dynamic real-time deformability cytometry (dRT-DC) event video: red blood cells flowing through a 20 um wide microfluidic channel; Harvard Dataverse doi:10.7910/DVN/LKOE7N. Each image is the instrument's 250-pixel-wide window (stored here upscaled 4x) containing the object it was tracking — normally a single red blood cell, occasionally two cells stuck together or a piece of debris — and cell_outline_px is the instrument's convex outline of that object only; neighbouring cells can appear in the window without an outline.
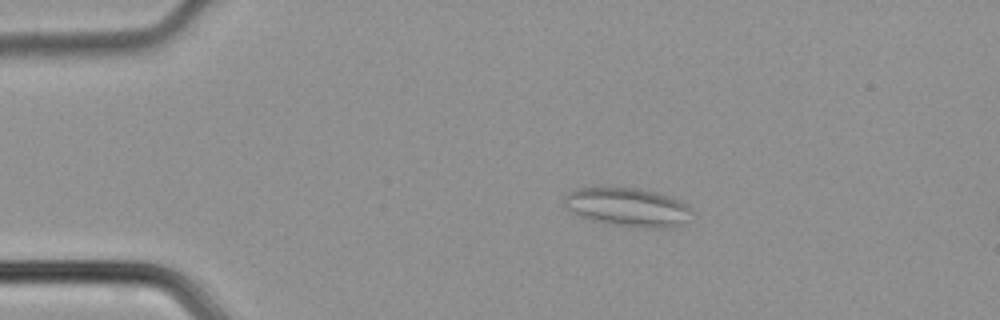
{"species": "common noctule bat (a hibernating species)", "species_latin": "Nyctalus noctula", "temperature_condition": "cold", "stored_images_in_passage": 47, "camera_frame_rate_fps": 3000, "um_per_image_px": 0.085, "animal": {"sex": "male", "body_mass_g": 21.5, "forearm_length_mm": 52.0}, "frame": {"image": 1, "passage_image": 10, "time_ms": 3.0, "image_size_px": [1000, 320], "cell_outline_px": [[692, 208], [688, 224], [672, 228], [644, 228], [608, 224], [592, 220], [580, 216], [564, 208], [564, 196], [568, 192], [576, 188], [636, 188], [660, 192], [680, 200], [688, 204]], "centroid_in_image_um": [53.42, 17.62], "position_along_channel_um": 31.6, "area_um2": 29.36}}
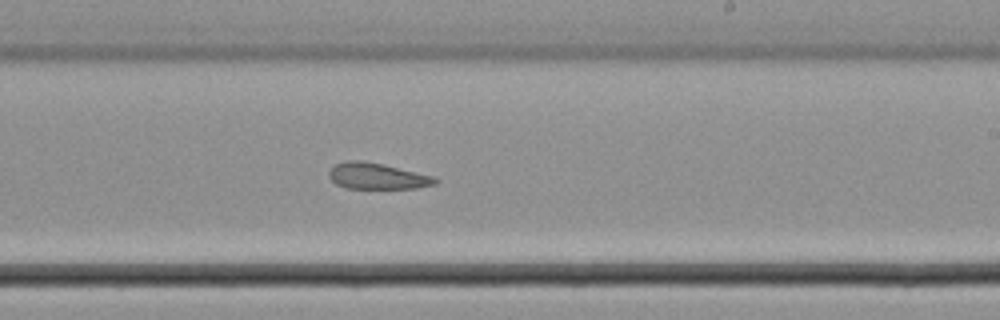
{"frame": {"image": 2, "passage_image": 29, "time_ms": 9.333, "image_size_px": [1000, 320], "cell_outline_px": [[440, 180], [436, 184], [416, 188], [348, 188], [336, 184], [328, 176], [328, 172], [336, 164], [348, 160], [356, 160], [384, 164], [436, 176]], "centroid_in_image_um": [32.12, 14.97], "position_along_channel_um": 256.9, "area_um2": 16.24}}
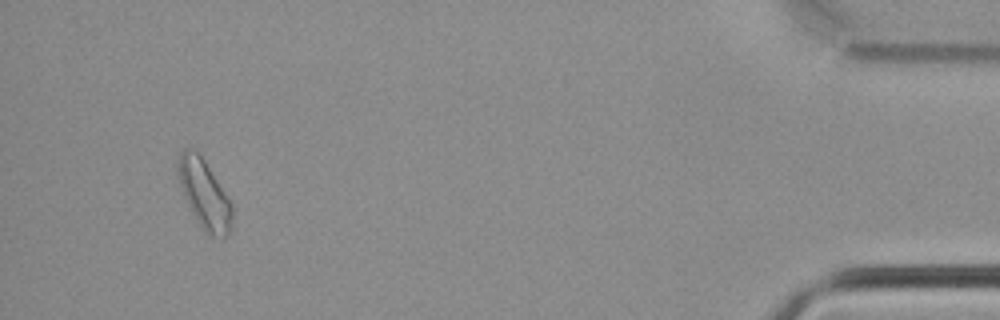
{"frame": {"image": 3, "passage_image": 45, "time_ms": 14.667, "image_size_px": [1000, 320], "cell_outline_px": [[232, 216], [228, 236], [212, 240], [204, 232], [192, 212], [188, 204], [180, 184], [176, 168], [176, 160], [180, 152], [184, 148], [188, 148], [196, 152], [204, 160], [232, 204]], "centroid_in_image_um": [17.35, 16.55], "position_along_channel_um": 417.8, "area_um2": 21.62}}